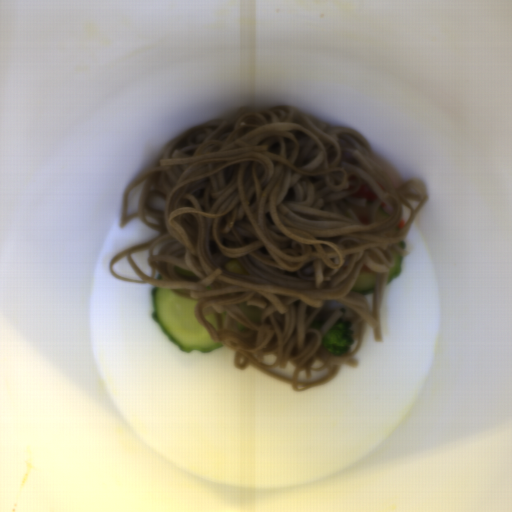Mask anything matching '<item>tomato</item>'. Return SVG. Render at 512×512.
<instances>
[{"instance_id": "obj_1", "label": "tomato", "mask_w": 512, "mask_h": 512, "mask_svg": "<svg viewBox=\"0 0 512 512\" xmlns=\"http://www.w3.org/2000/svg\"><path fill=\"white\" fill-rule=\"evenodd\" d=\"M357 217L361 223L370 224V222H371V218L368 213L365 215H357Z\"/></svg>"}, {"instance_id": "obj_2", "label": "tomato", "mask_w": 512, "mask_h": 512, "mask_svg": "<svg viewBox=\"0 0 512 512\" xmlns=\"http://www.w3.org/2000/svg\"><path fill=\"white\" fill-rule=\"evenodd\" d=\"M359 271L361 272V274H373L374 272V270L369 268L366 264L362 265Z\"/></svg>"}]
</instances>
